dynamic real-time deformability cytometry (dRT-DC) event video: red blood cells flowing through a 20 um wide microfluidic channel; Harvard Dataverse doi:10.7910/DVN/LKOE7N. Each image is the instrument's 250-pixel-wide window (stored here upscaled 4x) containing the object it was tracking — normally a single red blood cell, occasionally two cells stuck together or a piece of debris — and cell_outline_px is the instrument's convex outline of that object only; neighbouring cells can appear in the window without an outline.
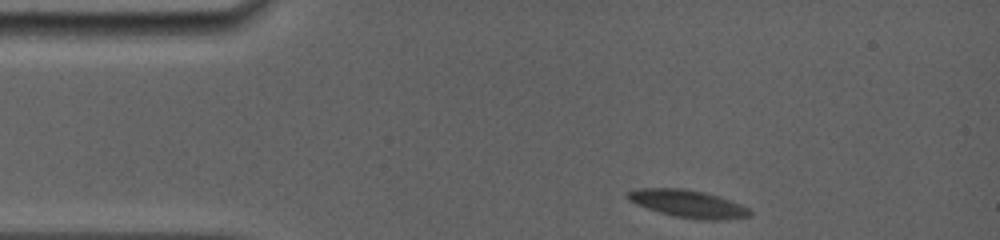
{"species": "common noctule bat (a hibernating species)", "species_latin": "Nyctalus noctula", "temperature_condition": "room temperature", "stored_images_in_passage": 50, "camera_frame_rate_fps": 5000, "um_per_image_px": 0.085, "animal": {"sex": "female", "body_mass_g": 19.0, "forearm_length_mm": 56.7}, "frame": {"image": 1, "passage_image": 1, "time_ms": 0.0, "image_size_px": [1000, 240], "cell_outline_px": [[752, 216], [720, 220], [700, 220], [676, 216], [660, 212], [636, 204], [628, 200], [624, 196], [628, 192], [636, 188], [684, 188], [704, 192], [740, 204], [748, 208], [752, 212]], "centroid_in_image_um": [58.45, 17.31], "position_along_channel_um": 26.5, "area_um2": 19.48}}
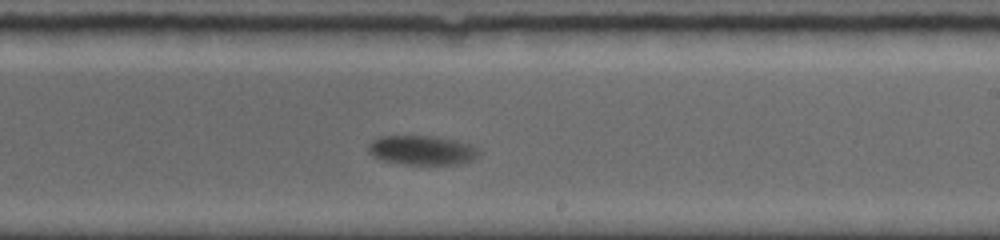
{"frame": {"image": 2, "passage_image": 30, "time_ms": 7.6, "image_size_px": [1000, 240], "cell_outline_px": [[476, 156], [472, 160], [456, 164], [404, 164], [384, 160], [372, 156], [368, 152], [368, 144], [372, 140], [380, 136], [436, 136], [456, 140], [468, 144], [476, 148]], "centroid_in_image_um": [35.8, 12.76], "position_along_channel_um": 253.2, "area_um2": 18.67}}
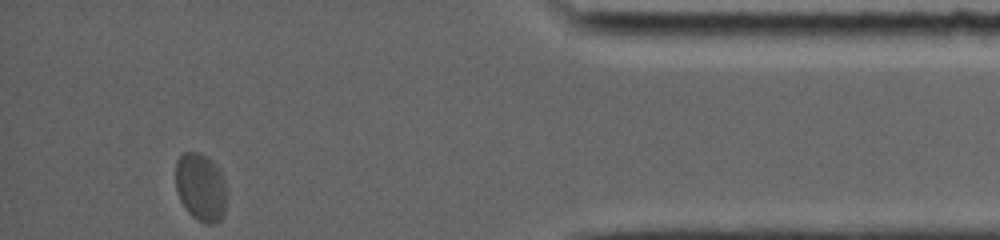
{"frame": {"image": 3, "passage_image": 50, "time_ms": 13.0, "image_size_px": [1000, 240], "cell_outline_px": [[228, 200], [224, 216], [216, 224], [208, 224], [196, 220], [188, 212], [180, 200], [176, 192], [176, 160], [184, 152], [200, 152], [208, 156], [216, 164], [228, 188]], "centroid_in_image_um": [17.11, 15.93], "position_along_channel_um": 418.1, "area_um2": 20.98}, "authors_computed_cell_mechanics": {"area_um2": 19.652, "velocity_mm_per_s": 3.6749, "shape_relaxation_time_tau1_ms": 3.5946, "shape_relaxation_time_tau2_ms": null, "deformation_change_tau1": 0.0929, "deformation_change_tau2": null}}